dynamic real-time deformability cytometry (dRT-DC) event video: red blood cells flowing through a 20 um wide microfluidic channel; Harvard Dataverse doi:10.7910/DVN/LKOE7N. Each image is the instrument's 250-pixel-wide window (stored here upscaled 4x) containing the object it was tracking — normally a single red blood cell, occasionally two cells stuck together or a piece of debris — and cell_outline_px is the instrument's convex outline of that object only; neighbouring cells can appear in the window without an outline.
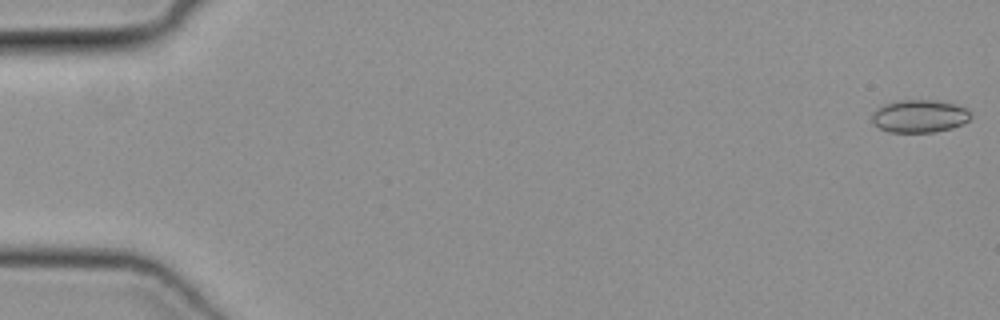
{"species": "common noctule bat (a hibernating species)", "species_latin": "Nyctalus noctula", "temperature_condition": "cold", "stored_images_in_passage": 13, "camera_frame_rate_fps": 3000, "um_per_image_px": 0.085, "animal": {"sex": "female", "body_mass_g": 19.3, "forearm_length_mm": 54.1}, "frame": {"image": 1, "passage_image": 1, "time_ms": 0.0, "image_size_px": [1000, 320], "cell_outline_px": [[972, 116], [968, 120], [952, 128], [936, 132], [888, 132], [880, 128], [872, 120], [872, 112], [876, 108], [884, 104], [900, 100], [932, 100], [956, 104], [968, 108], [972, 112]], "centroid_in_image_um": [78.18, 9.86], "position_along_channel_um": 6.8, "area_um2": 18.96}}
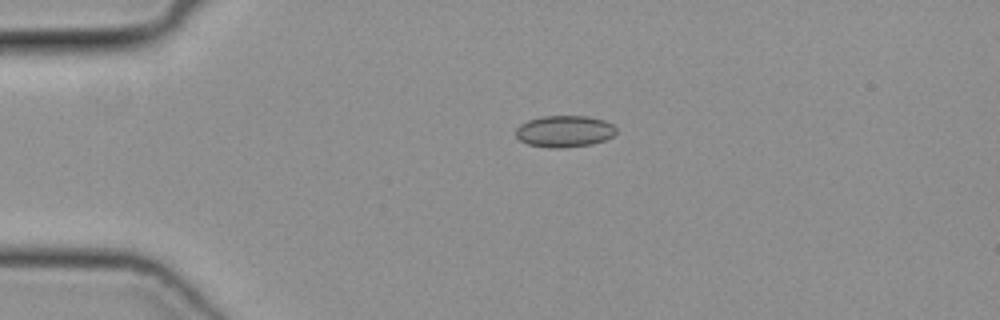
{"frame": {"image": 2, "passage_image": 12, "time_ms": 3.667, "image_size_px": [1000, 320], "cell_outline_px": [[616, 132], [612, 136], [604, 140], [592, 144], [560, 148], [552, 148], [528, 144], [520, 140], [516, 136], [516, 128], [520, 124], [528, 120], [540, 116], [588, 116], [604, 120], [612, 124], [616, 128]], "centroid_in_image_um": [47.97, 11.15], "position_along_channel_um": 37.0, "area_um2": 18.5}}